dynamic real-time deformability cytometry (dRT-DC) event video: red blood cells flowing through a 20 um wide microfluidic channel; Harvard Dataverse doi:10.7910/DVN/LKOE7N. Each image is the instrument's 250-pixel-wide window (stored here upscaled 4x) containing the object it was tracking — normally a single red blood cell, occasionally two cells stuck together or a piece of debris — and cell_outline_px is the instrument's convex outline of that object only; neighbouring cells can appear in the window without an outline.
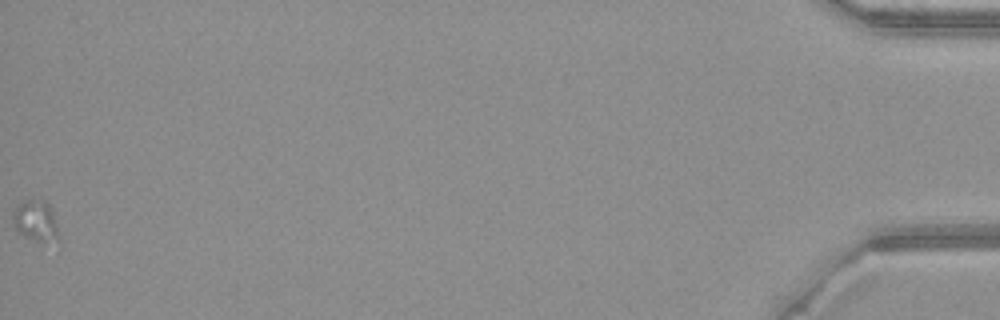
{"species": "common noctule bat (a hibernating species)", "species_latin": "Nyctalus noctula", "temperature_condition": "warm", "stored_images_in_passage": 46, "camera_frame_rate_fps": 3000, "um_per_image_px": 0.085, "animal": {"sex": "female", "body_mass_g": 21.9}, "frame": {"image": 1, "passage_image": 46, "time_ms": 15.0, "image_size_px": [1000, 320], "cell_outline_px": [[60, 248], [44, 244], [32, 240], [20, 232], [12, 224], [12, 212], [16, 204], [28, 200], [44, 200], [48, 204], [52, 212], [56, 224], [60, 244]], "centroid_in_image_um": [3.09, 18.88], "position_along_channel_um": 432.1, "area_um2": 11.5}}